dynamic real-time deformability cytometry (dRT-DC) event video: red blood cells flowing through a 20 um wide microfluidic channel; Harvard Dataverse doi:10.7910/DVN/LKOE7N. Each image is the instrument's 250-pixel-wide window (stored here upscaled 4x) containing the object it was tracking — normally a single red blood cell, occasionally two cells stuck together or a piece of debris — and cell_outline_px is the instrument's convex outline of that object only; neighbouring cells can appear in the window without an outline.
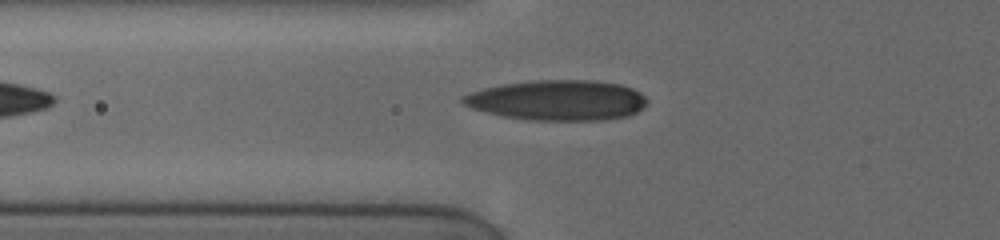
{"species": "human", "species_latin": "Homo sapiens", "temperature_condition": "cold", "stored_images_in_passage": 22, "camera_frame_rate_fps": 3000, "um_per_image_px": 0.085, "donor": {"sex": "female"}, "frame": {"image": 1, "passage_image": 8, "time_ms": 2.0, "image_size_px": [1000, 240], "cell_outline_px": [[648, 100], [636, 112], [628, 116], [604, 120], [528, 120], [500, 116], [472, 108], [464, 104], [460, 100], [460, 96], [484, 88], [504, 84], [532, 80], [596, 80], [620, 84], [632, 88], [640, 92]], "centroid_in_image_um": [47.38, 8.52], "position_along_channel_um": 78.4, "area_um2": 43.35}}
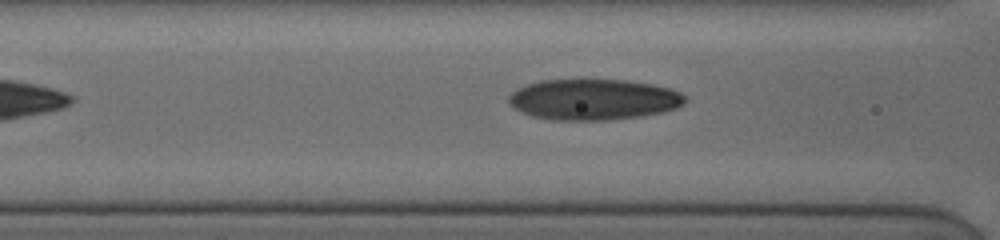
{"frame": {"image": 2, "passage_image": 11, "time_ms": 3.0, "image_size_px": [1000, 240], "cell_outline_px": [[688, 100], [684, 104], [676, 108], [664, 112], [644, 116], [608, 120], [552, 120], [532, 116], [512, 108], [508, 104], [508, 96], [516, 88], [540, 80], [624, 80], [652, 84], [672, 88], [680, 92]], "centroid_in_image_um": [50.45, 8.46], "position_along_channel_um": 116.1, "area_um2": 42.43}}
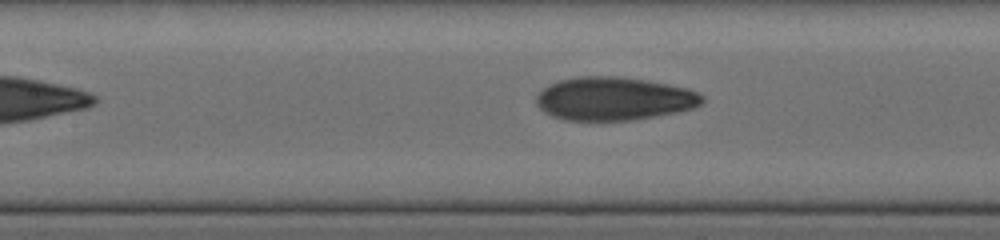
{"frame": {"image": 3, "passage_image": 17, "time_ms": 4.0, "image_size_px": [1000, 240], "cell_outline_px": [[704, 100], [700, 104], [692, 108], [676, 112], [632, 120], [564, 120], [552, 116], [544, 112], [536, 104], [536, 96], [548, 84], [560, 80], [580, 76], [620, 76], [668, 84], [688, 88], [700, 92], [704, 96]], "centroid_in_image_um": [52.18, 8.38], "position_along_channel_um": 155.2, "area_um2": 41.85}}